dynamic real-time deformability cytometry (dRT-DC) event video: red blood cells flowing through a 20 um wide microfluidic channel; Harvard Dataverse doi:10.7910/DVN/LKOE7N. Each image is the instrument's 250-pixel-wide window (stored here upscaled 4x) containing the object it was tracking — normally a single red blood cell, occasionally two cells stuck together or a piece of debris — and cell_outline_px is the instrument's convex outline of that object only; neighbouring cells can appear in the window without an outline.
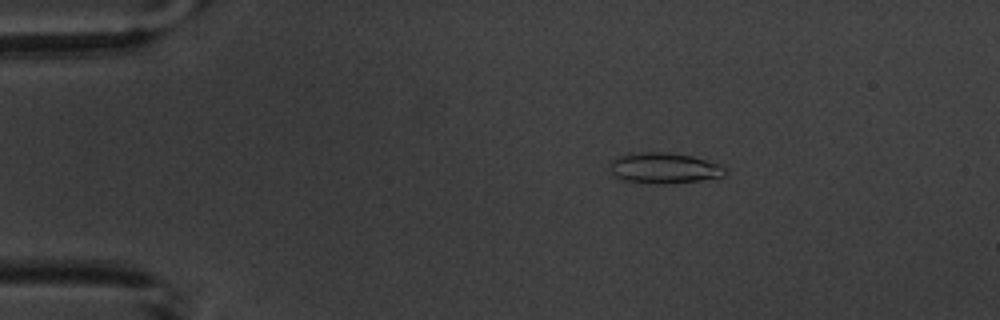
{"species": "common noctule bat (a hibernating species)", "species_latin": "Nyctalus noctula", "temperature_condition": "warm", "stored_images_in_passage": 6, "camera_frame_rate_fps": 3000, "um_per_image_px": 0.085, "animal": {"sex": "male", "body_mass_g": 20.1, "forearm_length_mm": 53.5}, "frame": {"image": 1, "passage_image": 6, "time_ms": 6.667, "image_size_px": [1000, 320], "cell_outline_px": [[728, 172], [724, 176], [700, 180], [664, 184], [652, 184], [624, 180], [616, 176], [612, 172], [612, 160], [628, 152], [664, 152], [692, 156], [720, 164], [728, 168]], "centroid_in_image_um": [56.5, 14.28], "position_along_channel_um": 28.5, "area_um2": 20.63}}